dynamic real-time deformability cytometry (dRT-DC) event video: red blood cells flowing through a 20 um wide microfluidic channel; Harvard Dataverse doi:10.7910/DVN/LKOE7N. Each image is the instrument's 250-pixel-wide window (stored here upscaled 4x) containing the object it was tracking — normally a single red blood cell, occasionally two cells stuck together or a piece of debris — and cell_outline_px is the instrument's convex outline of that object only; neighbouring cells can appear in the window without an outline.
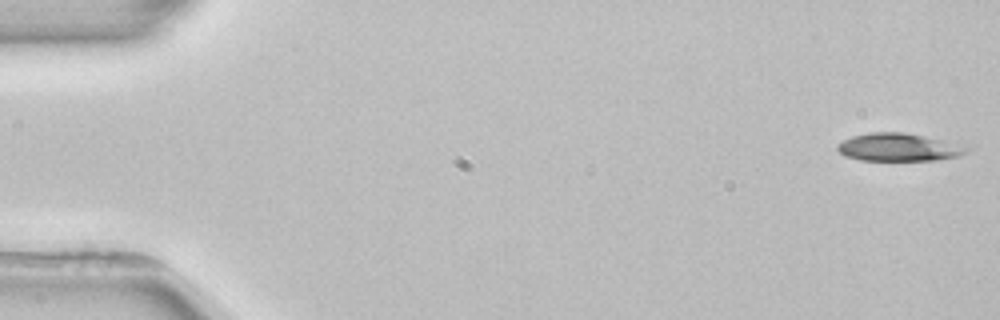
{"species": "common noctule bat (a hibernating species)", "species_latin": "Nyctalus noctula", "temperature_condition": "room temperature", "stored_images_in_passage": 4, "camera_frame_rate_fps": 3000, "um_per_image_px": 0.085, "animal": {"sex": "female", "body_mass_g": 22.7, "forearm_length_mm": 54.2}, "frame": {"image": 1, "passage_image": 1, "time_ms": 0.0, "image_size_px": [1000, 320], "cell_outline_px": [[972, 148], [956, 156], [936, 160], [860, 160], [844, 156], [836, 148], [836, 144], [852, 136], [872, 132], [904, 132], [924, 136]], "centroid_in_image_um": [76.3, 12.51], "position_along_channel_um": 8.7, "area_um2": 20.63}}